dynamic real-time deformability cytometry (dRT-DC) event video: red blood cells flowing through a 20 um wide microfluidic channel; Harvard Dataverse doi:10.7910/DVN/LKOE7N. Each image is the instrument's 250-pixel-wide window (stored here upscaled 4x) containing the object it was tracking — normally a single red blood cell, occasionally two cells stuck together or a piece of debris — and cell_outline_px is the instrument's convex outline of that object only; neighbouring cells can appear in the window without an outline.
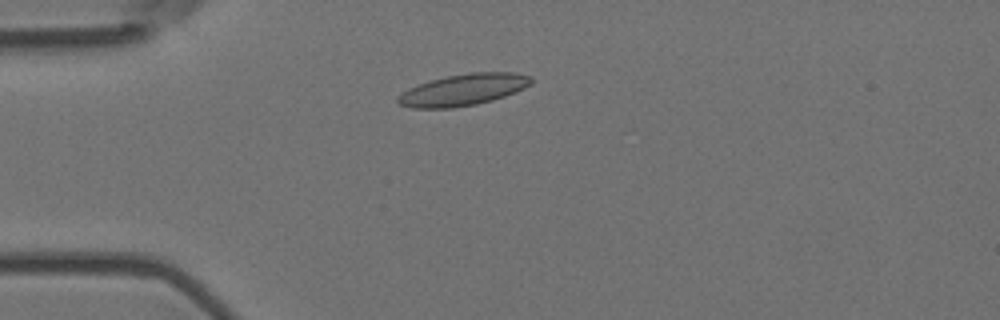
{"species": "Egyptian fruit bat (a non-hibernating species)", "species_latin": "Rousettus aegyptiacus", "temperature_condition": "room temperature", "stored_images_in_passage": 8, "camera_frame_rate_fps": 3000, "um_per_image_px": 0.085, "animal": {"sex": "female"}, "frame": {"image": 1, "passage_image": 4, "time_ms": 1.0, "image_size_px": [1000, 320], "cell_outline_px": [[532, 84], [516, 92], [492, 100], [476, 104], [452, 108], [412, 108], [400, 104], [396, 100], [396, 96], [408, 88], [432, 80], [448, 76], [472, 72], [512, 72], [532, 76]], "centroid_in_image_um": [39.39, 7.63], "position_along_channel_um": 45.6, "area_um2": 24.45}}
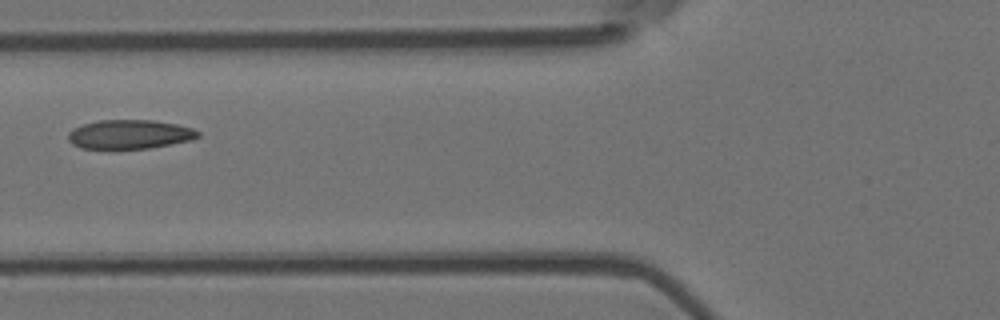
{"frame": {"image": 2, "passage_image": 6, "time_ms": 1.667, "image_size_px": [1000, 320], "cell_outline_px": [[200, 136], [192, 140], [148, 148], [80, 148], [72, 144], [68, 140], [68, 132], [72, 128], [96, 120], [152, 120], [176, 124], [192, 128], [200, 132]], "centroid_in_image_um": [11.0, 11.41], "position_along_channel_um": 114.8, "area_um2": 21.96}}
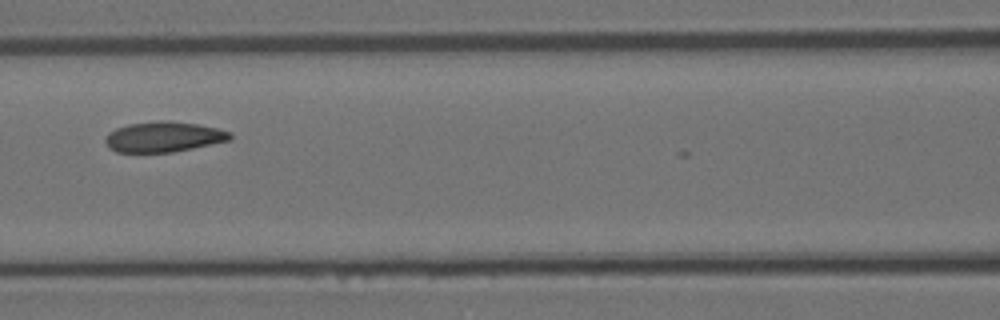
{"frame": {"image": 3, "passage_image": 7, "time_ms": 2.0, "image_size_px": [1000, 320], "cell_outline_px": [[232, 140], [172, 152], [116, 152], [108, 148], [104, 140], [108, 132], [116, 128], [128, 124], [160, 120], [168, 120], [196, 124], [216, 128], [232, 132]], "centroid_in_image_um": [13.89, 11.63], "position_along_channel_um": 152.7, "area_um2": 22.2}}